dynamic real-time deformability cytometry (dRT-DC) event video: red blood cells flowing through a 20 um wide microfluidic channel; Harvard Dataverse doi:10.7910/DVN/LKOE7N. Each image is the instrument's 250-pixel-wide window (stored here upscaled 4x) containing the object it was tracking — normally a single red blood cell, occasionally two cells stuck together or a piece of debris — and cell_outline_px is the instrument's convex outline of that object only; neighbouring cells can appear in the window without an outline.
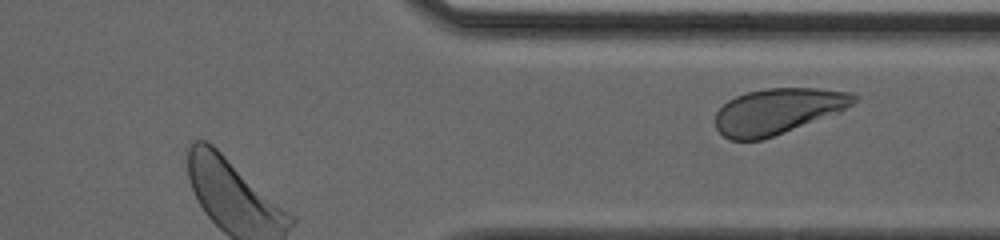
{"species": "human", "species_latin": "Homo sapiens", "temperature_condition": "cold", "stored_images_in_passage": 24, "segment_of_instrument_passage": [2, 2], "camera_frame_rate_fps": 3000, "um_per_image_px": 0.085, "donor": {"sex": "male"}, "frame": {"image": 1, "passage_image": 24, "time_ms": 7.667, "image_size_px": [1000, 240], "cell_outline_px": [[860, 96], [852, 104], [840, 112], [772, 136], [760, 140], [728, 140], [716, 128], [716, 112], [728, 100], [736, 96], [748, 92], [764, 88], [816, 88], [852, 92]], "centroid_in_image_um": [66.12, 9.43], "position_along_channel_um": 345.3, "area_um2": 36.7}}